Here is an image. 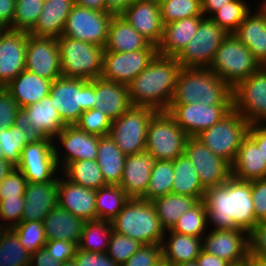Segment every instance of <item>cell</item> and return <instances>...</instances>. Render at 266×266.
Returning <instances> with one entry per match:
<instances>
[{"mask_svg": "<svg viewBox=\"0 0 266 266\" xmlns=\"http://www.w3.org/2000/svg\"><path fill=\"white\" fill-rule=\"evenodd\" d=\"M176 266H198V264L196 261H192V262H183V263H180Z\"/></svg>", "mask_w": 266, "mask_h": 266, "instance_id": "71", "label": "cell"}, {"mask_svg": "<svg viewBox=\"0 0 266 266\" xmlns=\"http://www.w3.org/2000/svg\"><path fill=\"white\" fill-rule=\"evenodd\" d=\"M14 168L7 160L0 158V183Z\"/></svg>", "mask_w": 266, "mask_h": 266, "instance_id": "69", "label": "cell"}, {"mask_svg": "<svg viewBox=\"0 0 266 266\" xmlns=\"http://www.w3.org/2000/svg\"><path fill=\"white\" fill-rule=\"evenodd\" d=\"M61 262L48 253L45 247L31 255L30 266H61Z\"/></svg>", "mask_w": 266, "mask_h": 266, "instance_id": "64", "label": "cell"}, {"mask_svg": "<svg viewBox=\"0 0 266 266\" xmlns=\"http://www.w3.org/2000/svg\"><path fill=\"white\" fill-rule=\"evenodd\" d=\"M16 0H0V28L13 30Z\"/></svg>", "mask_w": 266, "mask_h": 266, "instance_id": "62", "label": "cell"}, {"mask_svg": "<svg viewBox=\"0 0 266 266\" xmlns=\"http://www.w3.org/2000/svg\"><path fill=\"white\" fill-rule=\"evenodd\" d=\"M49 96L62 121L66 125H75L84 111L95 106V79L61 76L52 82Z\"/></svg>", "mask_w": 266, "mask_h": 266, "instance_id": "5", "label": "cell"}, {"mask_svg": "<svg viewBox=\"0 0 266 266\" xmlns=\"http://www.w3.org/2000/svg\"><path fill=\"white\" fill-rule=\"evenodd\" d=\"M227 35L211 18H204L196 34L176 57L181 68H209Z\"/></svg>", "mask_w": 266, "mask_h": 266, "instance_id": "11", "label": "cell"}, {"mask_svg": "<svg viewBox=\"0 0 266 266\" xmlns=\"http://www.w3.org/2000/svg\"><path fill=\"white\" fill-rule=\"evenodd\" d=\"M257 10L250 11L233 33L246 47L259 63L266 56V11L259 6Z\"/></svg>", "mask_w": 266, "mask_h": 266, "instance_id": "30", "label": "cell"}, {"mask_svg": "<svg viewBox=\"0 0 266 266\" xmlns=\"http://www.w3.org/2000/svg\"><path fill=\"white\" fill-rule=\"evenodd\" d=\"M157 113L149 107L131 106L119 118L112 121L109 137L125 155L146 149L147 128Z\"/></svg>", "mask_w": 266, "mask_h": 266, "instance_id": "10", "label": "cell"}, {"mask_svg": "<svg viewBox=\"0 0 266 266\" xmlns=\"http://www.w3.org/2000/svg\"><path fill=\"white\" fill-rule=\"evenodd\" d=\"M17 102L5 87H0V133L14 126L18 110Z\"/></svg>", "mask_w": 266, "mask_h": 266, "instance_id": "56", "label": "cell"}, {"mask_svg": "<svg viewBox=\"0 0 266 266\" xmlns=\"http://www.w3.org/2000/svg\"><path fill=\"white\" fill-rule=\"evenodd\" d=\"M232 109L233 105L170 104L167 113L189 137H196Z\"/></svg>", "mask_w": 266, "mask_h": 266, "instance_id": "16", "label": "cell"}, {"mask_svg": "<svg viewBox=\"0 0 266 266\" xmlns=\"http://www.w3.org/2000/svg\"><path fill=\"white\" fill-rule=\"evenodd\" d=\"M233 109L249 123H266V70L259 69L234 88Z\"/></svg>", "mask_w": 266, "mask_h": 266, "instance_id": "14", "label": "cell"}, {"mask_svg": "<svg viewBox=\"0 0 266 266\" xmlns=\"http://www.w3.org/2000/svg\"><path fill=\"white\" fill-rule=\"evenodd\" d=\"M94 102V108L99 109L111 121L119 118L132 106L126 85L101 77L95 79Z\"/></svg>", "mask_w": 266, "mask_h": 266, "instance_id": "25", "label": "cell"}, {"mask_svg": "<svg viewBox=\"0 0 266 266\" xmlns=\"http://www.w3.org/2000/svg\"><path fill=\"white\" fill-rule=\"evenodd\" d=\"M28 32L0 31V87H5L25 70Z\"/></svg>", "mask_w": 266, "mask_h": 266, "instance_id": "19", "label": "cell"}, {"mask_svg": "<svg viewBox=\"0 0 266 266\" xmlns=\"http://www.w3.org/2000/svg\"><path fill=\"white\" fill-rule=\"evenodd\" d=\"M233 0H201V10L205 18H210L218 9Z\"/></svg>", "mask_w": 266, "mask_h": 266, "instance_id": "66", "label": "cell"}, {"mask_svg": "<svg viewBox=\"0 0 266 266\" xmlns=\"http://www.w3.org/2000/svg\"><path fill=\"white\" fill-rule=\"evenodd\" d=\"M169 233L162 242L163 259L176 266L183 262L196 261L203 250V237H193L166 230Z\"/></svg>", "mask_w": 266, "mask_h": 266, "instance_id": "34", "label": "cell"}, {"mask_svg": "<svg viewBox=\"0 0 266 266\" xmlns=\"http://www.w3.org/2000/svg\"><path fill=\"white\" fill-rule=\"evenodd\" d=\"M19 169L26 180L32 183L50 182L56 180L59 169L57 162L19 163Z\"/></svg>", "mask_w": 266, "mask_h": 266, "instance_id": "51", "label": "cell"}, {"mask_svg": "<svg viewBox=\"0 0 266 266\" xmlns=\"http://www.w3.org/2000/svg\"><path fill=\"white\" fill-rule=\"evenodd\" d=\"M114 13L100 12L74 5L65 23L63 36L104 48Z\"/></svg>", "mask_w": 266, "mask_h": 266, "instance_id": "12", "label": "cell"}, {"mask_svg": "<svg viewBox=\"0 0 266 266\" xmlns=\"http://www.w3.org/2000/svg\"><path fill=\"white\" fill-rule=\"evenodd\" d=\"M56 39L60 51L61 76L84 80L101 77L104 48L63 35Z\"/></svg>", "mask_w": 266, "mask_h": 266, "instance_id": "6", "label": "cell"}, {"mask_svg": "<svg viewBox=\"0 0 266 266\" xmlns=\"http://www.w3.org/2000/svg\"><path fill=\"white\" fill-rule=\"evenodd\" d=\"M251 195L256 220H266V179L251 181Z\"/></svg>", "mask_w": 266, "mask_h": 266, "instance_id": "59", "label": "cell"}, {"mask_svg": "<svg viewBox=\"0 0 266 266\" xmlns=\"http://www.w3.org/2000/svg\"><path fill=\"white\" fill-rule=\"evenodd\" d=\"M249 125L239 112L232 109L219 122L202 131L196 138L215 155L232 165L238 148L248 133Z\"/></svg>", "mask_w": 266, "mask_h": 266, "instance_id": "8", "label": "cell"}, {"mask_svg": "<svg viewBox=\"0 0 266 266\" xmlns=\"http://www.w3.org/2000/svg\"><path fill=\"white\" fill-rule=\"evenodd\" d=\"M180 69L176 57L157 54L152 62L127 85L131 105L166 112L174 95Z\"/></svg>", "mask_w": 266, "mask_h": 266, "instance_id": "2", "label": "cell"}, {"mask_svg": "<svg viewBox=\"0 0 266 266\" xmlns=\"http://www.w3.org/2000/svg\"><path fill=\"white\" fill-rule=\"evenodd\" d=\"M74 4L100 12H111L105 3V0H74Z\"/></svg>", "mask_w": 266, "mask_h": 266, "instance_id": "67", "label": "cell"}, {"mask_svg": "<svg viewBox=\"0 0 266 266\" xmlns=\"http://www.w3.org/2000/svg\"><path fill=\"white\" fill-rule=\"evenodd\" d=\"M52 82L28 70H23L5 88L10 92L19 107L25 108L48 96Z\"/></svg>", "mask_w": 266, "mask_h": 266, "instance_id": "31", "label": "cell"}, {"mask_svg": "<svg viewBox=\"0 0 266 266\" xmlns=\"http://www.w3.org/2000/svg\"><path fill=\"white\" fill-rule=\"evenodd\" d=\"M11 229L17 234L20 243L31 255L46 244L44 225L41 221H21Z\"/></svg>", "mask_w": 266, "mask_h": 266, "instance_id": "47", "label": "cell"}, {"mask_svg": "<svg viewBox=\"0 0 266 266\" xmlns=\"http://www.w3.org/2000/svg\"><path fill=\"white\" fill-rule=\"evenodd\" d=\"M232 176L243 181L266 179V161L262 149L247 134L232 164Z\"/></svg>", "mask_w": 266, "mask_h": 266, "instance_id": "26", "label": "cell"}, {"mask_svg": "<svg viewBox=\"0 0 266 266\" xmlns=\"http://www.w3.org/2000/svg\"><path fill=\"white\" fill-rule=\"evenodd\" d=\"M85 222L57 205L43 220L46 240H66L79 244Z\"/></svg>", "mask_w": 266, "mask_h": 266, "instance_id": "29", "label": "cell"}, {"mask_svg": "<svg viewBox=\"0 0 266 266\" xmlns=\"http://www.w3.org/2000/svg\"><path fill=\"white\" fill-rule=\"evenodd\" d=\"M163 25L193 16H203L201 0H159Z\"/></svg>", "mask_w": 266, "mask_h": 266, "instance_id": "45", "label": "cell"}, {"mask_svg": "<svg viewBox=\"0 0 266 266\" xmlns=\"http://www.w3.org/2000/svg\"><path fill=\"white\" fill-rule=\"evenodd\" d=\"M204 16H193L163 25L158 54L177 57L196 34Z\"/></svg>", "mask_w": 266, "mask_h": 266, "instance_id": "27", "label": "cell"}, {"mask_svg": "<svg viewBox=\"0 0 266 266\" xmlns=\"http://www.w3.org/2000/svg\"><path fill=\"white\" fill-rule=\"evenodd\" d=\"M59 178L50 182H28L21 221H41L58 205Z\"/></svg>", "mask_w": 266, "mask_h": 266, "instance_id": "23", "label": "cell"}, {"mask_svg": "<svg viewBox=\"0 0 266 266\" xmlns=\"http://www.w3.org/2000/svg\"><path fill=\"white\" fill-rule=\"evenodd\" d=\"M62 178H59L58 205L86 222L96 220V190Z\"/></svg>", "mask_w": 266, "mask_h": 266, "instance_id": "24", "label": "cell"}, {"mask_svg": "<svg viewBox=\"0 0 266 266\" xmlns=\"http://www.w3.org/2000/svg\"><path fill=\"white\" fill-rule=\"evenodd\" d=\"M119 15L151 44L158 46L163 34L159 0H135Z\"/></svg>", "mask_w": 266, "mask_h": 266, "instance_id": "21", "label": "cell"}, {"mask_svg": "<svg viewBox=\"0 0 266 266\" xmlns=\"http://www.w3.org/2000/svg\"><path fill=\"white\" fill-rule=\"evenodd\" d=\"M174 169V180L171 193L176 195H186L203 200L206 189L202 186L199 176L191 162L184 153L172 160Z\"/></svg>", "mask_w": 266, "mask_h": 266, "instance_id": "35", "label": "cell"}, {"mask_svg": "<svg viewBox=\"0 0 266 266\" xmlns=\"http://www.w3.org/2000/svg\"><path fill=\"white\" fill-rule=\"evenodd\" d=\"M157 266H173L170 262L162 259V261Z\"/></svg>", "mask_w": 266, "mask_h": 266, "instance_id": "73", "label": "cell"}, {"mask_svg": "<svg viewBox=\"0 0 266 266\" xmlns=\"http://www.w3.org/2000/svg\"><path fill=\"white\" fill-rule=\"evenodd\" d=\"M246 266H266V259H256L249 256L246 259Z\"/></svg>", "mask_w": 266, "mask_h": 266, "instance_id": "70", "label": "cell"}, {"mask_svg": "<svg viewBox=\"0 0 266 266\" xmlns=\"http://www.w3.org/2000/svg\"><path fill=\"white\" fill-rule=\"evenodd\" d=\"M233 105L232 88L209 68H181L170 104Z\"/></svg>", "mask_w": 266, "mask_h": 266, "instance_id": "3", "label": "cell"}, {"mask_svg": "<svg viewBox=\"0 0 266 266\" xmlns=\"http://www.w3.org/2000/svg\"><path fill=\"white\" fill-rule=\"evenodd\" d=\"M174 169L172 161L156 160L151 170V177L144 195L140 198L145 201H153L158 197L171 193Z\"/></svg>", "mask_w": 266, "mask_h": 266, "instance_id": "42", "label": "cell"}, {"mask_svg": "<svg viewBox=\"0 0 266 266\" xmlns=\"http://www.w3.org/2000/svg\"><path fill=\"white\" fill-rule=\"evenodd\" d=\"M113 232L129 236L142 245L162 244L166 239L152 201L130 198L111 221Z\"/></svg>", "mask_w": 266, "mask_h": 266, "instance_id": "4", "label": "cell"}, {"mask_svg": "<svg viewBox=\"0 0 266 266\" xmlns=\"http://www.w3.org/2000/svg\"><path fill=\"white\" fill-rule=\"evenodd\" d=\"M44 0H16L13 31L29 32L40 17Z\"/></svg>", "mask_w": 266, "mask_h": 266, "instance_id": "48", "label": "cell"}, {"mask_svg": "<svg viewBox=\"0 0 266 266\" xmlns=\"http://www.w3.org/2000/svg\"><path fill=\"white\" fill-rule=\"evenodd\" d=\"M77 266H118L106 253L77 250L73 258Z\"/></svg>", "mask_w": 266, "mask_h": 266, "instance_id": "60", "label": "cell"}, {"mask_svg": "<svg viewBox=\"0 0 266 266\" xmlns=\"http://www.w3.org/2000/svg\"><path fill=\"white\" fill-rule=\"evenodd\" d=\"M260 69L266 70V56H265V58L260 62Z\"/></svg>", "mask_w": 266, "mask_h": 266, "instance_id": "74", "label": "cell"}, {"mask_svg": "<svg viewBox=\"0 0 266 266\" xmlns=\"http://www.w3.org/2000/svg\"><path fill=\"white\" fill-rule=\"evenodd\" d=\"M3 230H4V227H2V225H0V236H1V233Z\"/></svg>", "mask_w": 266, "mask_h": 266, "instance_id": "77", "label": "cell"}, {"mask_svg": "<svg viewBox=\"0 0 266 266\" xmlns=\"http://www.w3.org/2000/svg\"><path fill=\"white\" fill-rule=\"evenodd\" d=\"M207 207L203 200L198 201L192 208L179 217L172 231L193 237H203L208 227ZM205 231V233H204Z\"/></svg>", "mask_w": 266, "mask_h": 266, "instance_id": "43", "label": "cell"}, {"mask_svg": "<svg viewBox=\"0 0 266 266\" xmlns=\"http://www.w3.org/2000/svg\"><path fill=\"white\" fill-rule=\"evenodd\" d=\"M74 5V0H44L40 17L28 33L54 38L62 36L66 20Z\"/></svg>", "mask_w": 266, "mask_h": 266, "instance_id": "28", "label": "cell"}, {"mask_svg": "<svg viewBox=\"0 0 266 266\" xmlns=\"http://www.w3.org/2000/svg\"><path fill=\"white\" fill-rule=\"evenodd\" d=\"M61 266H77L76 262L74 259L66 261L64 263L61 264Z\"/></svg>", "mask_w": 266, "mask_h": 266, "instance_id": "72", "label": "cell"}, {"mask_svg": "<svg viewBox=\"0 0 266 266\" xmlns=\"http://www.w3.org/2000/svg\"><path fill=\"white\" fill-rule=\"evenodd\" d=\"M126 155L108 136L99 138L97 159L106 184L119 185Z\"/></svg>", "mask_w": 266, "mask_h": 266, "instance_id": "36", "label": "cell"}, {"mask_svg": "<svg viewBox=\"0 0 266 266\" xmlns=\"http://www.w3.org/2000/svg\"><path fill=\"white\" fill-rule=\"evenodd\" d=\"M162 259V244L141 245L122 266H157Z\"/></svg>", "mask_w": 266, "mask_h": 266, "instance_id": "53", "label": "cell"}, {"mask_svg": "<svg viewBox=\"0 0 266 266\" xmlns=\"http://www.w3.org/2000/svg\"><path fill=\"white\" fill-rule=\"evenodd\" d=\"M135 0H105L107 8L114 14H120Z\"/></svg>", "mask_w": 266, "mask_h": 266, "instance_id": "68", "label": "cell"}, {"mask_svg": "<svg viewBox=\"0 0 266 266\" xmlns=\"http://www.w3.org/2000/svg\"><path fill=\"white\" fill-rule=\"evenodd\" d=\"M203 237V250L230 264L242 262L249 257L248 233L244 230L214 229Z\"/></svg>", "mask_w": 266, "mask_h": 266, "instance_id": "20", "label": "cell"}, {"mask_svg": "<svg viewBox=\"0 0 266 266\" xmlns=\"http://www.w3.org/2000/svg\"><path fill=\"white\" fill-rule=\"evenodd\" d=\"M130 197L119 185L107 184L96 190V219L112 221Z\"/></svg>", "mask_w": 266, "mask_h": 266, "instance_id": "38", "label": "cell"}, {"mask_svg": "<svg viewBox=\"0 0 266 266\" xmlns=\"http://www.w3.org/2000/svg\"><path fill=\"white\" fill-rule=\"evenodd\" d=\"M249 256L266 259V220L260 221L248 233Z\"/></svg>", "mask_w": 266, "mask_h": 266, "instance_id": "57", "label": "cell"}, {"mask_svg": "<svg viewBox=\"0 0 266 266\" xmlns=\"http://www.w3.org/2000/svg\"><path fill=\"white\" fill-rule=\"evenodd\" d=\"M25 205V197L5 198L0 200V225L4 228H13L21 222L23 208Z\"/></svg>", "mask_w": 266, "mask_h": 266, "instance_id": "54", "label": "cell"}, {"mask_svg": "<svg viewBox=\"0 0 266 266\" xmlns=\"http://www.w3.org/2000/svg\"><path fill=\"white\" fill-rule=\"evenodd\" d=\"M44 247L50 255L61 263L72 260L78 250L77 243L66 240H47Z\"/></svg>", "mask_w": 266, "mask_h": 266, "instance_id": "58", "label": "cell"}, {"mask_svg": "<svg viewBox=\"0 0 266 266\" xmlns=\"http://www.w3.org/2000/svg\"><path fill=\"white\" fill-rule=\"evenodd\" d=\"M25 70L51 81L60 78L61 61L57 39L29 34Z\"/></svg>", "mask_w": 266, "mask_h": 266, "instance_id": "17", "label": "cell"}, {"mask_svg": "<svg viewBox=\"0 0 266 266\" xmlns=\"http://www.w3.org/2000/svg\"><path fill=\"white\" fill-rule=\"evenodd\" d=\"M198 266H229L230 263L215 255H211L204 250L199 254L196 259Z\"/></svg>", "mask_w": 266, "mask_h": 266, "instance_id": "65", "label": "cell"}, {"mask_svg": "<svg viewBox=\"0 0 266 266\" xmlns=\"http://www.w3.org/2000/svg\"><path fill=\"white\" fill-rule=\"evenodd\" d=\"M229 266H246V260L234 264H230Z\"/></svg>", "mask_w": 266, "mask_h": 266, "instance_id": "75", "label": "cell"}, {"mask_svg": "<svg viewBox=\"0 0 266 266\" xmlns=\"http://www.w3.org/2000/svg\"><path fill=\"white\" fill-rule=\"evenodd\" d=\"M155 162L156 159L146 149L136 154L126 155L119 186L130 198L138 199L144 195Z\"/></svg>", "mask_w": 266, "mask_h": 266, "instance_id": "22", "label": "cell"}, {"mask_svg": "<svg viewBox=\"0 0 266 266\" xmlns=\"http://www.w3.org/2000/svg\"><path fill=\"white\" fill-rule=\"evenodd\" d=\"M198 200L186 195L166 194L152 201L162 227L166 230L172 229L179 217L192 208Z\"/></svg>", "mask_w": 266, "mask_h": 266, "instance_id": "37", "label": "cell"}, {"mask_svg": "<svg viewBox=\"0 0 266 266\" xmlns=\"http://www.w3.org/2000/svg\"><path fill=\"white\" fill-rule=\"evenodd\" d=\"M251 10L245 0H233L218 9L210 18L227 34H233Z\"/></svg>", "mask_w": 266, "mask_h": 266, "instance_id": "44", "label": "cell"}, {"mask_svg": "<svg viewBox=\"0 0 266 266\" xmlns=\"http://www.w3.org/2000/svg\"><path fill=\"white\" fill-rule=\"evenodd\" d=\"M262 149L266 161V124L265 123H252L249 125L247 133Z\"/></svg>", "mask_w": 266, "mask_h": 266, "instance_id": "63", "label": "cell"}, {"mask_svg": "<svg viewBox=\"0 0 266 266\" xmlns=\"http://www.w3.org/2000/svg\"><path fill=\"white\" fill-rule=\"evenodd\" d=\"M112 121L99 109L84 111L75 124L79 129L99 137L108 136Z\"/></svg>", "mask_w": 266, "mask_h": 266, "instance_id": "50", "label": "cell"}, {"mask_svg": "<svg viewBox=\"0 0 266 266\" xmlns=\"http://www.w3.org/2000/svg\"><path fill=\"white\" fill-rule=\"evenodd\" d=\"M14 126L17 127L18 130L24 132L26 145L40 142L45 139V137L38 130L31 126L30 123L26 122V111L23 108L18 110L16 119L14 121Z\"/></svg>", "mask_w": 266, "mask_h": 266, "instance_id": "61", "label": "cell"}, {"mask_svg": "<svg viewBox=\"0 0 266 266\" xmlns=\"http://www.w3.org/2000/svg\"><path fill=\"white\" fill-rule=\"evenodd\" d=\"M53 141L45 138L40 142L27 144L21 153L19 163L57 162Z\"/></svg>", "mask_w": 266, "mask_h": 266, "instance_id": "52", "label": "cell"}, {"mask_svg": "<svg viewBox=\"0 0 266 266\" xmlns=\"http://www.w3.org/2000/svg\"><path fill=\"white\" fill-rule=\"evenodd\" d=\"M262 1H261V5L260 6L266 11V0H262Z\"/></svg>", "mask_w": 266, "mask_h": 266, "instance_id": "76", "label": "cell"}, {"mask_svg": "<svg viewBox=\"0 0 266 266\" xmlns=\"http://www.w3.org/2000/svg\"><path fill=\"white\" fill-rule=\"evenodd\" d=\"M31 254L20 243L11 228H4L0 236V266H30Z\"/></svg>", "mask_w": 266, "mask_h": 266, "instance_id": "41", "label": "cell"}, {"mask_svg": "<svg viewBox=\"0 0 266 266\" xmlns=\"http://www.w3.org/2000/svg\"><path fill=\"white\" fill-rule=\"evenodd\" d=\"M203 201L213 229H241L249 233L258 223L249 181L231 176L223 185L207 188Z\"/></svg>", "mask_w": 266, "mask_h": 266, "instance_id": "1", "label": "cell"}, {"mask_svg": "<svg viewBox=\"0 0 266 266\" xmlns=\"http://www.w3.org/2000/svg\"><path fill=\"white\" fill-rule=\"evenodd\" d=\"M151 43L119 14H114L108 29L105 51L131 52L146 49Z\"/></svg>", "mask_w": 266, "mask_h": 266, "instance_id": "32", "label": "cell"}, {"mask_svg": "<svg viewBox=\"0 0 266 266\" xmlns=\"http://www.w3.org/2000/svg\"><path fill=\"white\" fill-rule=\"evenodd\" d=\"M28 181L23 173L14 167L0 183V200L5 198L24 197Z\"/></svg>", "mask_w": 266, "mask_h": 266, "instance_id": "55", "label": "cell"}, {"mask_svg": "<svg viewBox=\"0 0 266 266\" xmlns=\"http://www.w3.org/2000/svg\"><path fill=\"white\" fill-rule=\"evenodd\" d=\"M23 109L26 111V122L46 139L53 140L66 126L59 112L52 106L49 95Z\"/></svg>", "mask_w": 266, "mask_h": 266, "instance_id": "33", "label": "cell"}, {"mask_svg": "<svg viewBox=\"0 0 266 266\" xmlns=\"http://www.w3.org/2000/svg\"><path fill=\"white\" fill-rule=\"evenodd\" d=\"M209 69L234 88L260 69L259 61L234 34H228L216 51Z\"/></svg>", "mask_w": 266, "mask_h": 266, "instance_id": "7", "label": "cell"}, {"mask_svg": "<svg viewBox=\"0 0 266 266\" xmlns=\"http://www.w3.org/2000/svg\"><path fill=\"white\" fill-rule=\"evenodd\" d=\"M189 136L166 112H157L147 128L146 150L156 160L172 161L185 153Z\"/></svg>", "mask_w": 266, "mask_h": 266, "instance_id": "9", "label": "cell"}, {"mask_svg": "<svg viewBox=\"0 0 266 266\" xmlns=\"http://www.w3.org/2000/svg\"><path fill=\"white\" fill-rule=\"evenodd\" d=\"M99 138V136L86 133L85 131L79 129L76 125H66L63 130L53 139L56 140L53 141L54 153L58 167H60L59 171L67 164L74 161L96 160ZM56 142H59L60 145ZM61 145L63 146V150L66 152H64L63 156L61 153H59L62 151L59 150V147L60 149L62 147Z\"/></svg>", "mask_w": 266, "mask_h": 266, "instance_id": "18", "label": "cell"}, {"mask_svg": "<svg viewBox=\"0 0 266 266\" xmlns=\"http://www.w3.org/2000/svg\"><path fill=\"white\" fill-rule=\"evenodd\" d=\"M113 229L111 221L90 220L85 222L78 249L93 253H106Z\"/></svg>", "mask_w": 266, "mask_h": 266, "instance_id": "40", "label": "cell"}, {"mask_svg": "<svg viewBox=\"0 0 266 266\" xmlns=\"http://www.w3.org/2000/svg\"><path fill=\"white\" fill-rule=\"evenodd\" d=\"M62 171L64 173H62ZM61 173L69 181L81 185L85 188L98 190L106 186L101 169L96 160H79L67 164Z\"/></svg>", "mask_w": 266, "mask_h": 266, "instance_id": "39", "label": "cell"}, {"mask_svg": "<svg viewBox=\"0 0 266 266\" xmlns=\"http://www.w3.org/2000/svg\"><path fill=\"white\" fill-rule=\"evenodd\" d=\"M141 243L129 236L115 232L111 234L106 254L118 265L122 266L140 247Z\"/></svg>", "mask_w": 266, "mask_h": 266, "instance_id": "49", "label": "cell"}, {"mask_svg": "<svg viewBox=\"0 0 266 266\" xmlns=\"http://www.w3.org/2000/svg\"><path fill=\"white\" fill-rule=\"evenodd\" d=\"M185 154L205 189L223 185L232 176V165L215 155L196 137L187 139Z\"/></svg>", "mask_w": 266, "mask_h": 266, "instance_id": "15", "label": "cell"}, {"mask_svg": "<svg viewBox=\"0 0 266 266\" xmlns=\"http://www.w3.org/2000/svg\"><path fill=\"white\" fill-rule=\"evenodd\" d=\"M25 146L24 132L17 127L5 128L0 133V158L7 160L14 167L19 164Z\"/></svg>", "mask_w": 266, "mask_h": 266, "instance_id": "46", "label": "cell"}, {"mask_svg": "<svg viewBox=\"0 0 266 266\" xmlns=\"http://www.w3.org/2000/svg\"><path fill=\"white\" fill-rule=\"evenodd\" d=\"M157 54L158 49L154 44L131 52L104 51L101 78L127 86Z\"/></svg>", "mask_w": 266, "mask_h": 266, "instance_id": "13", "label": "cell"}]
</instances>
